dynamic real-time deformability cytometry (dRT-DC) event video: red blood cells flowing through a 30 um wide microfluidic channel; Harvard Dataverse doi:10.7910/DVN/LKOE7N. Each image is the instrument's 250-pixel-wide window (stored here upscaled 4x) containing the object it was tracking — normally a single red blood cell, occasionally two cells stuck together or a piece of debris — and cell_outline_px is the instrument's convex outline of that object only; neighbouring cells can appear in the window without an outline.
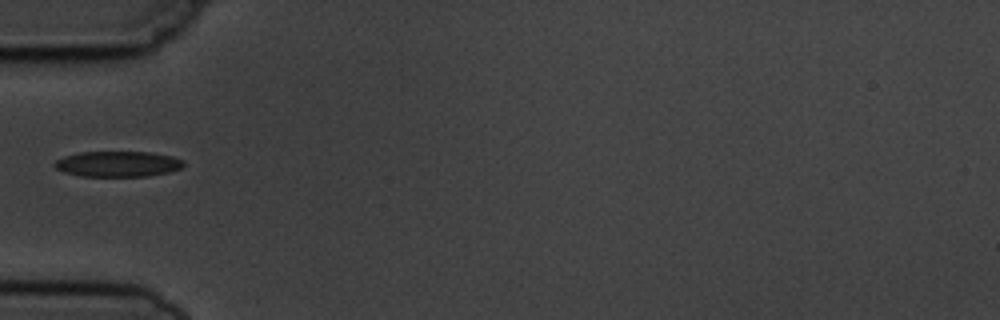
{"species": "common noctule bat (a hibernating species)", "species_latin": "Nyctalus noctula", "temperature_condition": "cold", "stored_images_in_passage": 7, "camera_frame_rate_fps": 3000, "um_per_image_px": 0.085, "animal": {"sex": "male", "body_mass_g": 19.5, "forearm_length_mm": 54.6}, "frame": {"image": 1, "passage_image": 6, "time_ms": 5.667, "image_size_px": [1000, 320], "cell_outline_px": [[184, 164], [180, 168], [168, 172], [148, 176], [80, 176], [64, 172], [56, 168], [52, 164], [56, 160], [64, 156], [80, 152], [152, 152], [172, 156], [184, 160]], "centroid_in_image_um": [10.0, 13.93], "position_along_channel_um": 75.0, "area_um2": 19.25}}
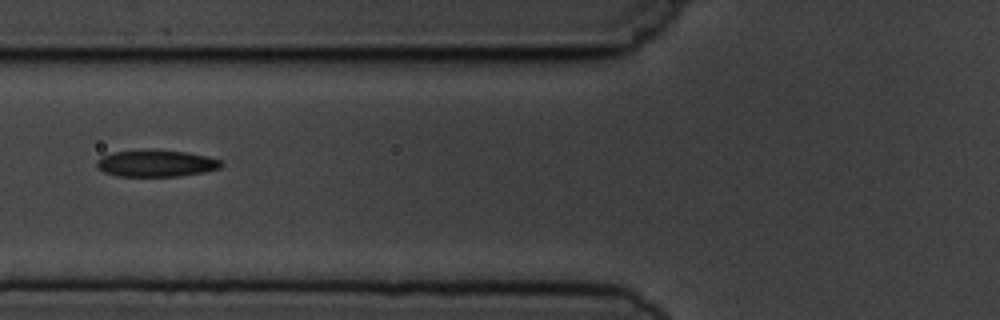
{"frame": {"image": 2, "passage_image": 7, "time_ms": 6.667, "image_size_px": [1000, 320], "cell_outline_px": [[224, 164], [220, 168], [204, 172], [180, 176], [116, 176], [104, 172], [96, 164], [96, 160], [112, 152], [148, 148], [188, 152], [208, 156], [220, 160]], "centroid_in_image_um": [13.29, 13.86], "position_along_channel_um": 112.5, "area_um2": 19.77}}